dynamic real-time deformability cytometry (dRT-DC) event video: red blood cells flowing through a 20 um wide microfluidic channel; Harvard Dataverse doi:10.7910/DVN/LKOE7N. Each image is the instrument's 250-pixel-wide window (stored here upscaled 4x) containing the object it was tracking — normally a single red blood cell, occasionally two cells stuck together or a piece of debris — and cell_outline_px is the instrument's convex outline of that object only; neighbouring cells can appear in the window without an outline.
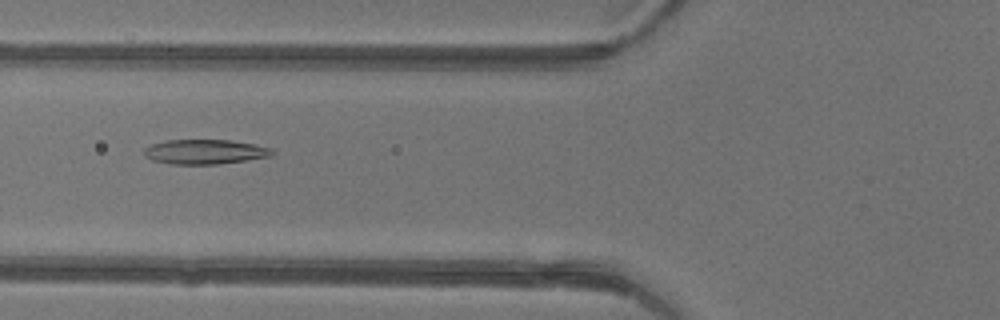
{"species": "common noctule bat (a hibernating species)", "species_latin": "Nyctalus noctula", "temperature_condition": "warm", "stored_images_in_passage": 45, "camera_frame_rate_fps": 3000, "um_per_image_px": 0.085, "animal": {"sex": "female"}, "frame": {"image": 1, "passage_image": 16, "time_ms": 5.0, "image_size_px": [1000, 320], "cell_outline_px": [[276, 152], [272, 156], [220, 164], [172, 164], [152, 160], [144, 156], [144, 148], [152, 144], [164, 140], [232, 140], [272, 148]], "centroid_in_image_um": [17.42, 12.9], "position_along_channel_um": 108.4, "area_um2": 18.5}}
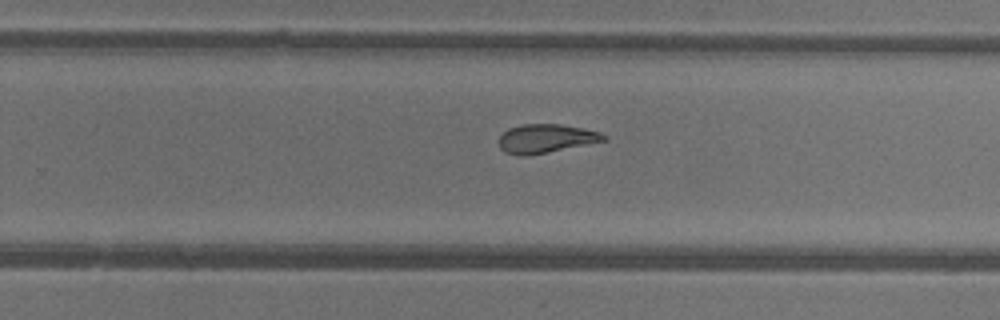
{"frame": {"image": 2, "passage_image": 28, "time_ms": 9.0, "image_size_px": [1000, 320], "cell_outline_px": [[608, 140], [524, 156], [520, 156], [504, 152], [500, 148], [500, 136], [508, 128], [524, 124], [560, 124], [584, 128], [600, 132], [608, 136]], "centroid_in_image_um": [46.42, 11.76], "position_along_channel_um": 283.4, "area_um2": 17.4}}
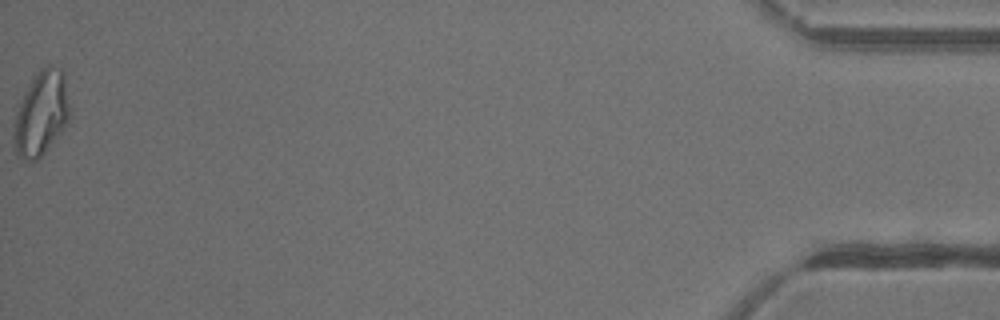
{"frame": {"image": 3, "passage_image": 45, "time_ms": 14.667, "image_size_px": [1000, 320], "cell_outline_px": [[68, 120], [60, 132], [44, 152], [32, 164], [24, 160], [16, 152], [12, 140], [12, 136], [16, 116], [20, 104], [36, 72], [40, 68], [60, 68], [64, 72], [68, 104]], "centroid_in_image_um": [3.48, 9.7], "position_along_channel_um": 431.7, "area_um2": 26.59}, "authors_computed_cell_mechanics": {"area_um2": 19.652, "velocity_mm_per_s": 4.3829, "shape_relaxation_time_tau1_ms": 5.1591, "shape_relaxation_time_tau2_ms": 2.1881, "deformation_change_tau1": 0.1671, "deformation_change_tau2": 0.0914}}